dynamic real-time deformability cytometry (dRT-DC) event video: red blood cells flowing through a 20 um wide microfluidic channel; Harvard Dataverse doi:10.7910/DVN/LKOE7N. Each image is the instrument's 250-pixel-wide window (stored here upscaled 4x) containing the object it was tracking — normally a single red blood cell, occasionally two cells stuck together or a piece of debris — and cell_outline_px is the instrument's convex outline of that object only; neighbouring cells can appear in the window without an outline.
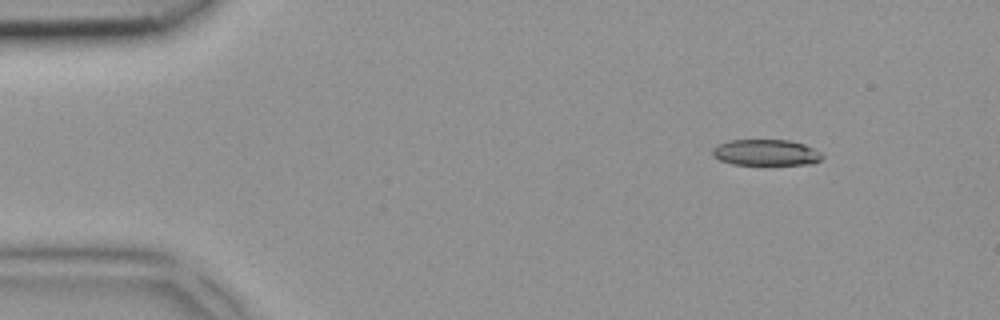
{"species": "common noctule bat (a hibernating species)", "species_latin": "Nyctalus noctula", "temperature_condition": "room temperature", "stored_images_in_passage": 4, "camera_frame_rate_fps": 3000, "um_per_image_px": 0.085, "animal": {"sex": "female", "body_mass_g": 18.4}, "frame": {"image": 1, "passage_image": 2, "time_ms": 0.333, "image_size_px": [1000, 320], "cell_outline_px": [[824, 156], [820, 160], [812, 164], [732, 164], [720, 160], [712, 156], [712, 148], [716, 144], [728, 140], [788, 140], [804, 144], [820, 152]], "centroid_in_image_um": [65.06, 12.96], "position_along_channel_um": 19.9, "area_um2": 16.7}}
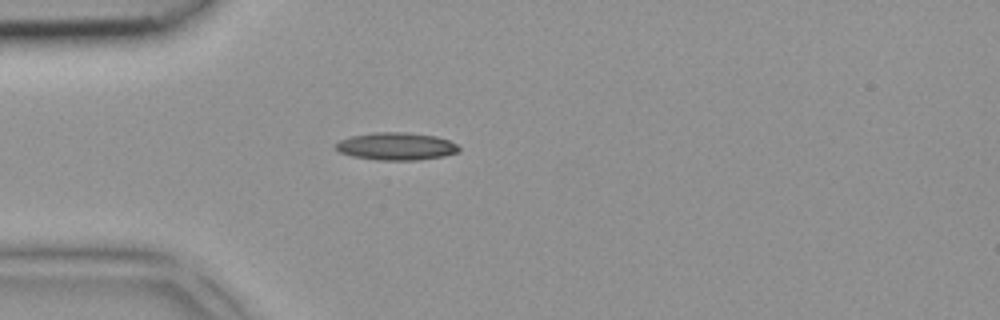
{"frame": {"image": 2, "passage_image": 4, "time_ms": 1.0, "image_size_px": [1000, 320], "cell_outline_px": [[460, 152], [444, 156], [416, 160], [376, 160], [352, 156], [340, 152], [332, 148], [332, 144], [340, 140], [352, 136], [372, 132], [408, 132], [436, 136], [448, 140], [456, 144], [460, 148]], "centroid_in_image_um": [33.64, 12.43], "position_along_channel_um": 51.4, "area_um2": 20.06}}